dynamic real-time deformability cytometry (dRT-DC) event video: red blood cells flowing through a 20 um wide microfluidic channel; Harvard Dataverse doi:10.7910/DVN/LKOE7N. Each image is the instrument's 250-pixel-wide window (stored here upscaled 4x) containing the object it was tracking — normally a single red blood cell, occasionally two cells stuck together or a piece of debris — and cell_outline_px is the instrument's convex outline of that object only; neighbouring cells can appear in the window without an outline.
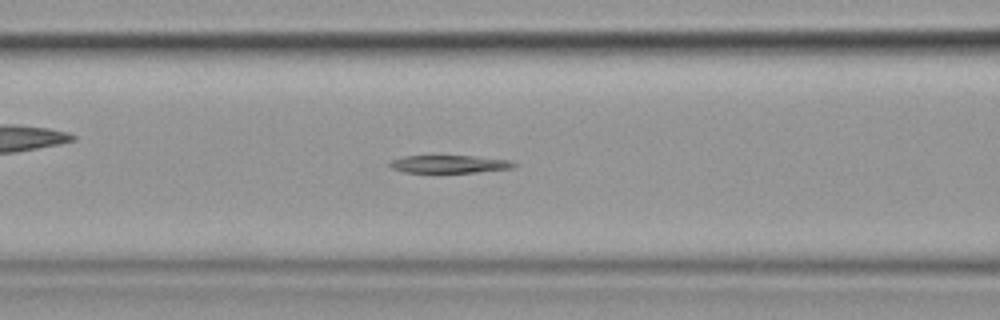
{"species": "common noctule bat (a hibernating species)", "species_latin": "Nyctalus noctula", "temperature_condition": "cold", "stored_images_in_passage": 55, "camera_frame_rate_fps": 3000, "um_per_image_px": 0.085, "animal": {"sex": "female", "body_mass_g": 19.9}, "frame": {"image": 1, "passage_image": 23, "time_ms": 7.333, "image_size_px": [1000, 320], "cell_outline_px": [[516, 164], [512, 168], [476, 172], [404, 172], [392, 168], [388, 164], [392, 160], [404, 156], [472, 156], [508, 160]], "centroid_in_image_um": [38.16, 13.95], "position_along_channel_um": 128.4, "area_um2": 12.54}}
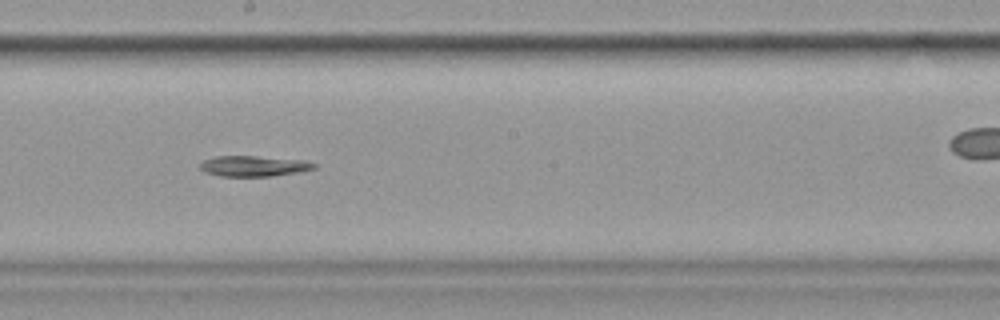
{"frame": {"image": 2, "passage_image": 31, "time_ms": 10.0, "image_size_px": [1000, 320], "cell_outline_px": [[316, 168], [296, 172], [272, 176], [220, 176], [208, 172], [200, 168], [200, 164], [204, 160], [216, 156], [256, 156], [304, 160], [316, 164]], "centroid_in_image_um": [21.58, 14.11], "position_along_channel_um": 226.6, "area_um2": 13.47}}
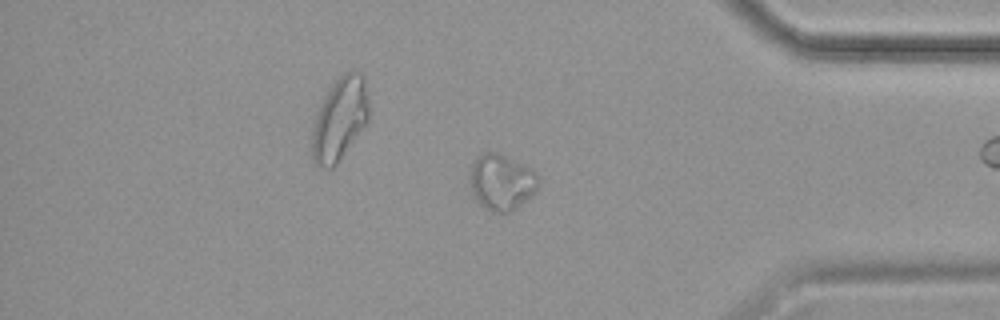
{"frame": {"image": 3, "passage_image": 46, "time_ms": 15.0, "image_size_px": [1000, 320], "cell_outline_px": [[540, 184], [536, 192], [532, 196], [516, 208], [508, 212], [492, 212], [484, 208], [476, 200], [472, 192], [468, 180], [468, 172], [472, 164], [484, 152], [496, 152], [532, 168], [536, 172], [540, 180]], "centroid_in_image_um": [42.64, 15.49], "position_along_channel_um": 392.6, "area_um2": 22.66}}